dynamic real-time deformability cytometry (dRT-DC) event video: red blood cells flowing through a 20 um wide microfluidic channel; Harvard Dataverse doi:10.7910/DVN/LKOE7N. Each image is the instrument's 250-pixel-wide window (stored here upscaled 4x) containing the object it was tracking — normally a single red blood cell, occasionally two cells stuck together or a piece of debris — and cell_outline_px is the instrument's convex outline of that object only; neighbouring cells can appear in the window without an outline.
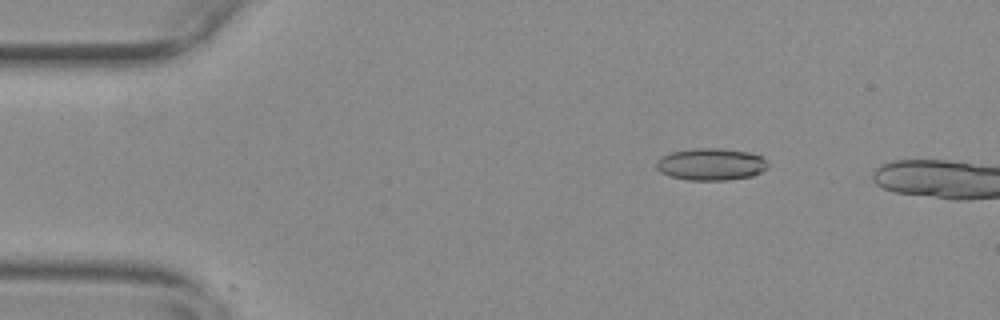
{"species": "common noctule bat (a hibernating species)", "species_latin": "Nyctalus noctula", "temperature_condition": "warm", "stored_images_in_passage": 10, "camera_frame_rate_fps": 3000, "um_per_image_px": 0.085, "animal": {"sex": "female", "body_mass_g": 29.2, "forearm_length_mm": 56.3}, "frame": {"image": 1, "passage_image": 7, "time_ms": 2.0, "image_size_px": [1000, 320], "cell_outline_px": [[768, 168], [752, 176], [728, 180], [688, 180], [672, 176], [660, 172], [656, 168], [656, 160], [660, 156], [672, 152], [696, 148], [720, 148], [748, 152], [760, 156], [768, 164]], "centroid_in_image_um": [60.41, 13.96], "position_along_channel_um": 24.6, "area_um2": 20.81}}